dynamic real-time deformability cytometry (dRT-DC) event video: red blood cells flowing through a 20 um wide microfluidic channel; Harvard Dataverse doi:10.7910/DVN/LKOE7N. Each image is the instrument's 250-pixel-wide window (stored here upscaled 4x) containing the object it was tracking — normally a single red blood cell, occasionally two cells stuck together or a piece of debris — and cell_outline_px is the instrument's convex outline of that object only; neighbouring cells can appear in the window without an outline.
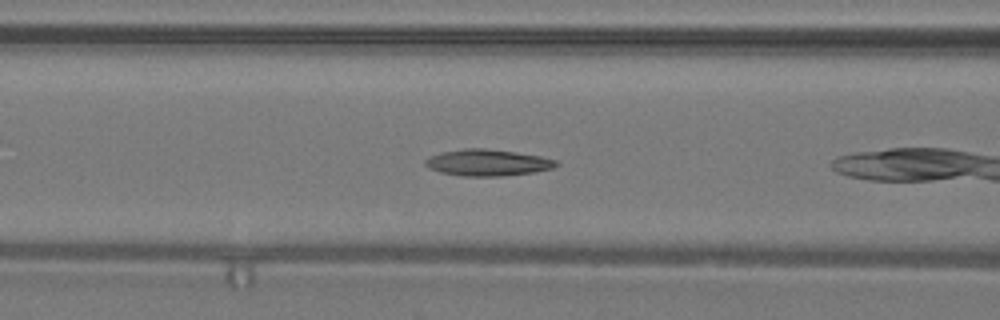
{"species": "common noctule bat (a hibernating species)", "species_latin": "Nyctalus noctula", "temperature_condition": "warm", "stored_images_in_passage": 6, "camera_frame_rate_fps": 3000, "um_per_image_px": 0.085, "animal": {"sex": "male", "body_mass_g": 19.2, "forearm_length_mm": 51.8}, "frame": {"image": 1, "passage_image": 5, "time_ms": 1.333, "image_size_px": [1000, 320], "cell_outline_px": [[560, 164], [552, 168], [536, 172], [500, 176], [460, 176], [440, 172], [428, 168], [424, 164], [424, 160], [428, 156], [440, 152], [464, 148], [484, 148], [540, 156], [556, 160]], "centroid_in_image_um": [41.39, 13.82], "position_along_channel_um": 125.2, "area_um2": 20.29}}